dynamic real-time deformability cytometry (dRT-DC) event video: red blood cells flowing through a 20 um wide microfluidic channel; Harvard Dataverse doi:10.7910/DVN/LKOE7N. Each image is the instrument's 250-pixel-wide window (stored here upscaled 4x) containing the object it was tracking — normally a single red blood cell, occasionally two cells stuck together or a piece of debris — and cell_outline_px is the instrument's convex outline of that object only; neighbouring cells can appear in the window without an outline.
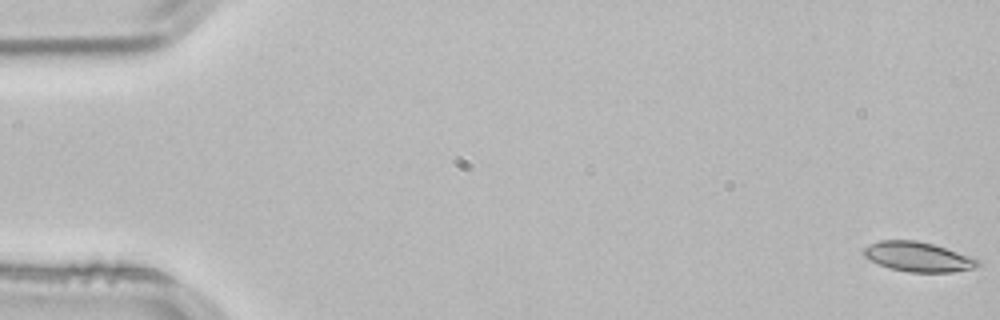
{"species": "common noctule bat (a hibernating species)", "species_latin": "Nyctalus noctula", "temperature_condition": "room temperature", "stored_images_in_passage": 54, "camera_frame_rate_fps": 3000, "um_per_image_px": 0.085, "animal": {"sex": "male", "body_mass_g": 21.5, "forearm_length_mm": 52.0}, "frame": {"image": 1, "passage_image": 1, "time_ms": 0.0, "image_size_px": [1000, 320], "cell_outline_px": [[980, 264], [972, 268], [952, 272], [908, 272], [888, 268], [864, 256], [864, 248], [868, 244], [880, 240], [916, 240], [932, 244], [980, 260]], "centroid_in_image_um": [77.99, 21.83], "position_along_channel_um": 7.0, "area_um2": 19.42}}
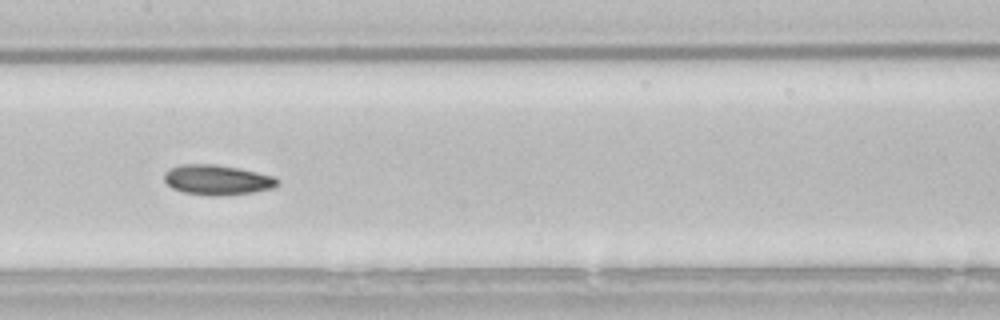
{"frame": {"image": 2, "passage_image": 27, "time_ms": 8.667, "image_size_px": [1000, 320], "cell_outline_px": [[280, 180], [272, 188], [252, 192], [220, 196], [208, 196], [184, 192], [172, 188], [164, 180], [164, 172], [180, 164], [212, 164], [240, 168], [272, 176]], "centroid_in_image_um": [18.43, 15.29], "position_along_channel_um": 189.0, "area_um2": 19.71}}
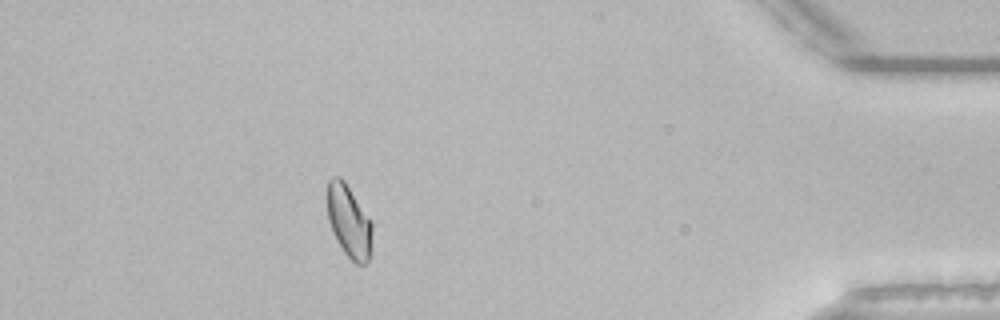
{"frame": {"image": 3, "passage_image": 48, "time_ms": 15.667, "image_size_px": [1000, 320], "cell_outline_px": [[372, 248], [368, 260], [364, 264], [356, 264], [344, 252], [336, 240], [332, 232], [328, 220], [328, 180], [332, 176], [340, 176], [344, 180], [372, 220]], "centroid_in_image_um": [29.68, 18.81], "position_along_channel_um": 405.5, "area_um2": 19.19}, "authors_computed_cell_mechanics": {"area_um2": 19.4208, "velocity_mm_per_s": 3.8306, "shape_relaxation_time_tau1_ms": 4.528, "shape_relaxation_time_tau2_ms": 7.7369, "deformation_change_tau1": 0.1189, "deformation_change_tau2": 0.1292}}